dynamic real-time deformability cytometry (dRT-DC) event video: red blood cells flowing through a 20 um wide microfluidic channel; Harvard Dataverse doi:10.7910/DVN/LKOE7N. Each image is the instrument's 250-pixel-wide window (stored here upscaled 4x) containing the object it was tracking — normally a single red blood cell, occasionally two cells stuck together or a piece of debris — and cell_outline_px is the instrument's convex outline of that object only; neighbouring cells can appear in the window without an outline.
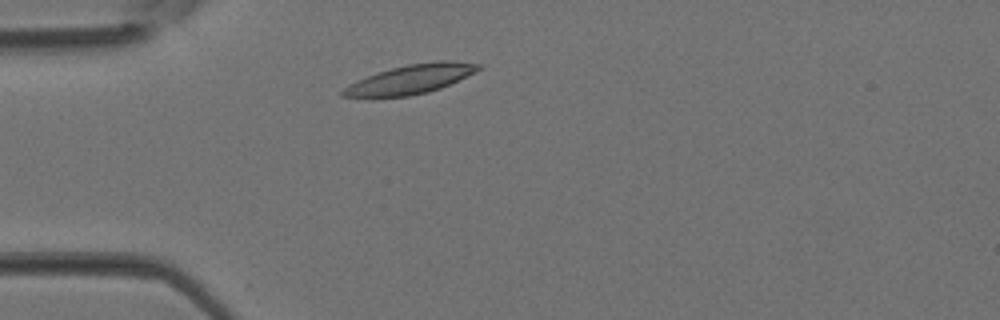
{"species": "Egyptian fruit bat (a non-hibernating species)", "species_latin": "Rousettus aegyptiacus", "temperature_condition": "room temperature", "stored_images_in_passage": 4, "camera_frame_rate_fps": 3000, "um_per_image_px": 0.085, "animal": {"sex": "female"}, "frame": {"image": 1, "passage_image": 4, "time_ms": 1.0, "image_size_px": [1000, 320], "cell_outline_px": [[484, 68], [440, 88], [428, 92], [408, 96], [340, 96], [340, 92], [344, 88], [368, 76], [392, 68], [408, 64], [436, 60], [456, 60], [480, 64]], "centroid_in_image_um": [35.01, 6.7], "position_along_channel_um": 50.0, "area_um2": 22.54}}